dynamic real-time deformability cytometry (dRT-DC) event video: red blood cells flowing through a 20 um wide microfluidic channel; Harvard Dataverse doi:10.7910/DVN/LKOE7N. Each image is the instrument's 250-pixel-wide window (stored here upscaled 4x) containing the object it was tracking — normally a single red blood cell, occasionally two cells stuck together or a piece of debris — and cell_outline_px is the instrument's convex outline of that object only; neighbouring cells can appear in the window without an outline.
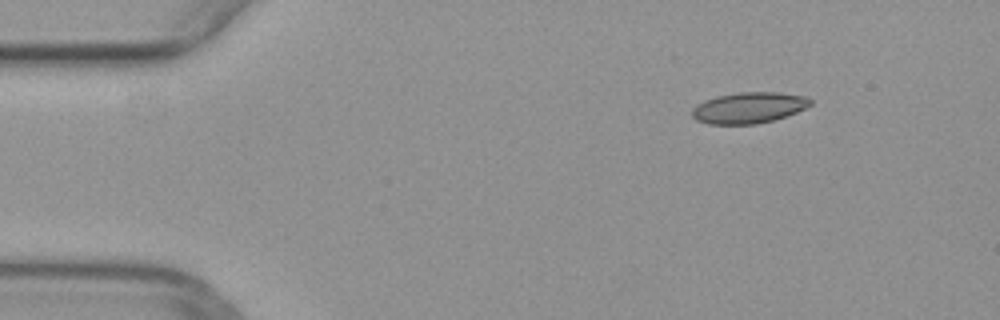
{"species": "common noctule bat (a hibernating species)", "species_latin": "Nyctalus noctula", "temperature_condition": "warm", "stored_images_in_passage": 34, "camera_frame_rate_fps": 3000, "um_per_image_px": 0.085, "animal": {"sex": "female", "body_mass_g": 29.2, "forearm_length_mm": 56.3}, "frame": {"image": 1, "passage_image": 1, "time_ms": 0.0, "image_size_px": [1000, 320], "cell_outline_px": [[812, 104], [796, 112], [772, 120], [756, 124], [708, 124], [696, 120], [692, 116], [692, 108], [696, 104], [704, 100], [716, 96], [740, 92], [780, 92], [804, 96], [812, 100]], "centroid_in_image_um": [63.61, 9.15], "position_along_channel_um": 21.4, "area_um2": 21.39}}
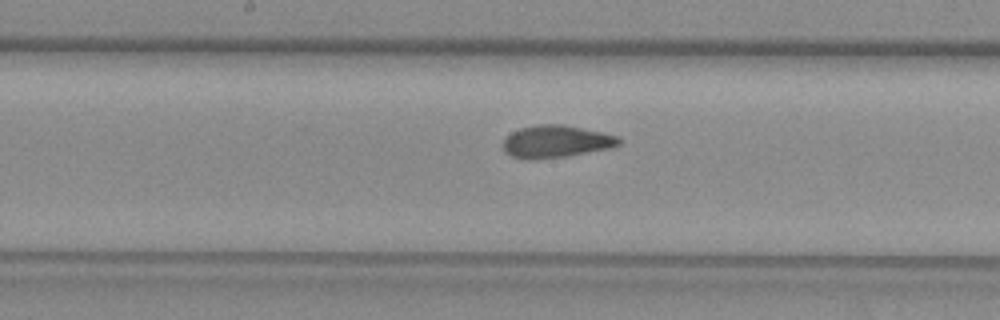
{"frame": {"image": 2, "passage_image": 20, "time_ms": 6.333, "image_size_px": [1000, 320], "cell_outline_px": [[620, 144], [612, 148], [564, 156], [528, 160], [524, 160], [512, 156], [504, 152], [504, 140], [512, 132], [520, 128], [540, 124], [564, 124], [604, 132], [620, 136]], "centroid_in_image_um": [47.29, 12.02], "position_along_channel_um": 200.9, "area_um2": 21.91}}
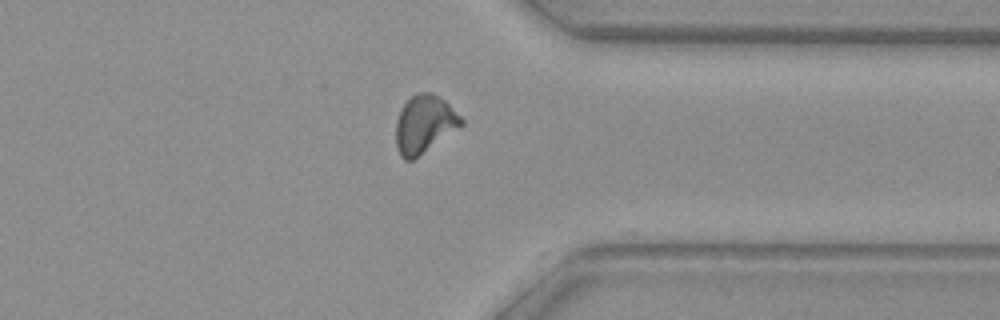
{"frame": {"image": 3, "passage_image": 33, "time_ms": 10.667, "image_size_px": [1000, 320], "cell_outline_px": [[464, 124], [412, 160], [404, 160], [400, 156], [396, 148], [396, 120], [400, 108], [416, 92], [432, 92], [444, 100], [464, 120]], "centroid_in_image_um": [36.04, 10.54], "position_along_channel_um": 375.4, "area_um2": 21.85}}